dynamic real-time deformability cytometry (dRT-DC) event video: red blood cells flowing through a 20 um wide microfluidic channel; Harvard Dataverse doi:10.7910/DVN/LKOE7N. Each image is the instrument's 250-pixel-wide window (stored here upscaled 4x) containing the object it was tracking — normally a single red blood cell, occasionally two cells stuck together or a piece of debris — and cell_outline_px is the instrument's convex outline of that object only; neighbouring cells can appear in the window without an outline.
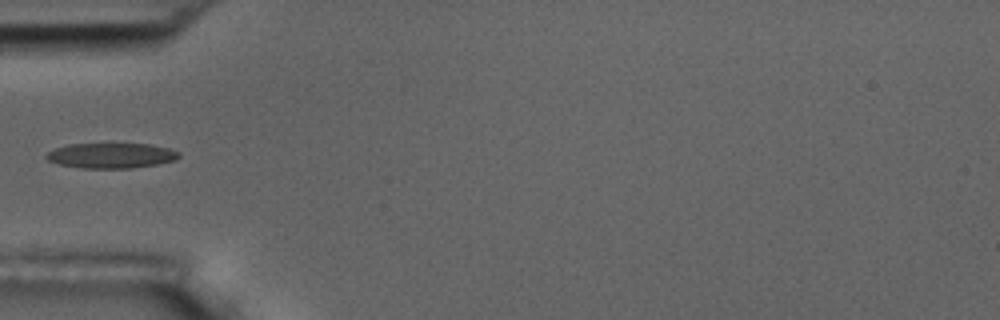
{"species": "common noctule bat (a hibernating species)", "species_latin": "Nyctalus noctula", "temperature_condition": "room temperature", "stored_images_in_passage": 1, "camera_frame_rate_fps": 3000, "um_per_image_px": 0.085, "animal": {"sex": "male", "body_mass_g": 17.5, "forearm_length_mm": 52.3}, "frame": {"image": 1, "passage_image": 1, "time_ms": 0.0, "image_size_px": [1000, 320], "cell_outline_px": [[180, 156], [176, 160], [156, 164], [132, 168], [80, 168], [60, 164], [48, 160], [44, 156], [48, 152], [56, 148], [68, 144], [148, 144], [168, 148], [180, 152]], "centroid_in_image_um": [9.46, 13.22], "position_along_channel_um": 75.5, "area_um2": 19.36}}